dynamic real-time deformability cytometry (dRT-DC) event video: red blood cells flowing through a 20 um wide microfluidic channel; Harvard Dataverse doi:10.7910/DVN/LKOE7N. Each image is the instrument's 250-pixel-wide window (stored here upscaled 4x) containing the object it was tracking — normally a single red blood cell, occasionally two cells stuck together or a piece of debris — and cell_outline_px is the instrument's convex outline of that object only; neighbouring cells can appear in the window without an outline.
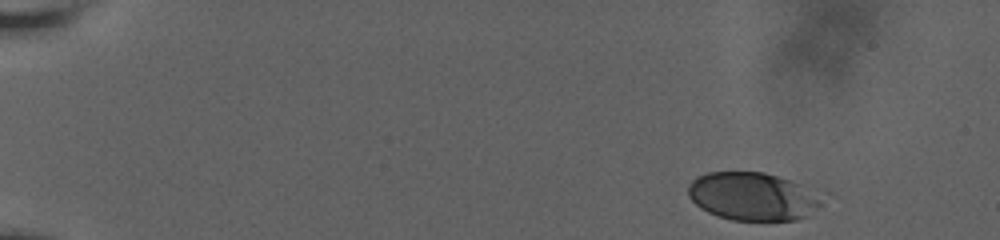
{"species": "human", "species_latin": "Homo sapiens", "temperature_condition": "room temperature", "stored_images_in_passage": 19, "camera_frame_rate_fps": 3000, "um_per_image_px": 0.085, "donor": {"sex": "male"}, "frame": {"image": 1, "passage_image": 1, "time_ms": 0.0, "image_size_px": [1000, 240], "cell_outline_px": [[820, 204], [808, 216], [796, 220], [732, 220], [716, 216], [700, 208], [688, 196], [688, 184], [696, 176], [708, 172], [764, 172], [800, 184]], "centroid_in_image_um": [63.83, 16.7], "position_along_channel_um": 21.2, "area_um2": 36.65}}
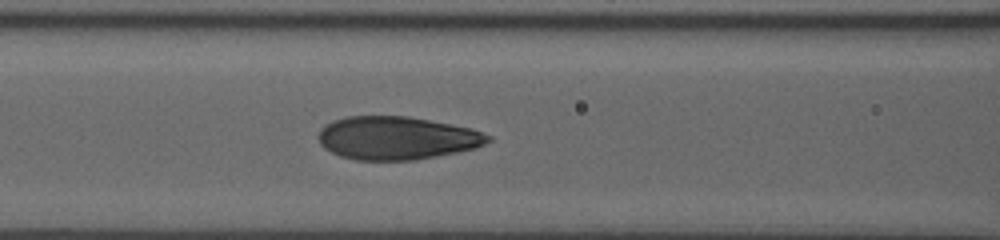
{"frame": {"image": 2, "passage_image": 14, "time_ms": 7.0, "image_size_px": [1000, 240], "cell_outline_px": [[492, 140], [476, 148], [416, 160], [356, 160], [340, 156], [324, 148], [320, 144], [316, 136], [320, 128], [332, 120], [348, 116], [408, 116], [472, 128], [492, 136]], "centroid_in_image_um": [33.7, 11.73], "position_along_channel_um": 132.9, "area_um2": 42.89}}
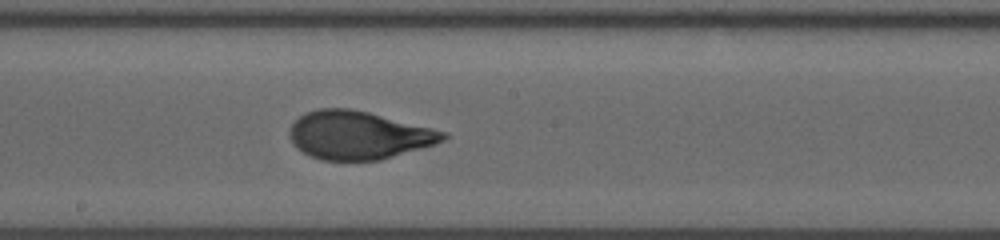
{"frame": {"image": 3, "passage_image": 19, "time_ms": 9.333, "image_size_px": [1000, 240], "cell_outline_px": [[448, 136], [444, 140], [432, 144], [380, 160], [324, 160], [312, 156], [296, 148], [292, 144], [288, 132], [292, 124], [304, 112], [320, 108], [348, 108], [368, 112], [448, 132]], "centroid_in_image_um": [30.43, 11.48], "position_along_channel_um": 217.8, "area_um2": 42.71}}